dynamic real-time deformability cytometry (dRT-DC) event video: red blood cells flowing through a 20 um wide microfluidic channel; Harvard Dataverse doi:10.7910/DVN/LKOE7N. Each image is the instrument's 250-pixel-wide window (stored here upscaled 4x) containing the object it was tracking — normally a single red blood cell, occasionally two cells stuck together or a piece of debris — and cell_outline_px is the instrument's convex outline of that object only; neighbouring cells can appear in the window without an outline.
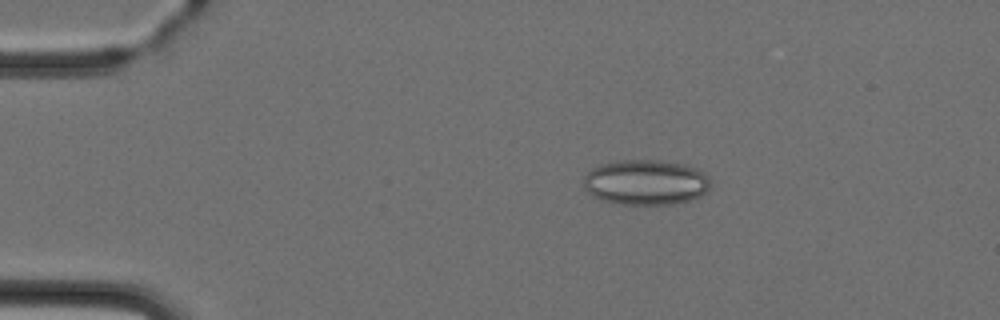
{"species": "Egyptian fruit bat (a non-hibernating species)", "species_latin": "Rousettus aegyptiacus", "temperature_condition": "cold", "stored_images_in_passage": 4, "camera_frame_rate_fps": 3000, "um_per_image_px": 0.085, "animal": {"sex": "female"}, "frame": {"image": 1, "passage_image": 2, "time_ms": 1.667, "image_size_px": [1000, 320], "cell_outline_px": [[712, 180], [708, 192], [692, 200], [672, 204], [620, 204], [600, 200], [592, 196], [584, 188], [584, 176], [592, 168], [600, 164], [620, 160], [660, 160], [684, 164], [696, 168], [704, 172]], "centroid_in_image_um": [54.91, 15.5], "position_along_channel_um": 30.1, "area_um2": 33.93}}